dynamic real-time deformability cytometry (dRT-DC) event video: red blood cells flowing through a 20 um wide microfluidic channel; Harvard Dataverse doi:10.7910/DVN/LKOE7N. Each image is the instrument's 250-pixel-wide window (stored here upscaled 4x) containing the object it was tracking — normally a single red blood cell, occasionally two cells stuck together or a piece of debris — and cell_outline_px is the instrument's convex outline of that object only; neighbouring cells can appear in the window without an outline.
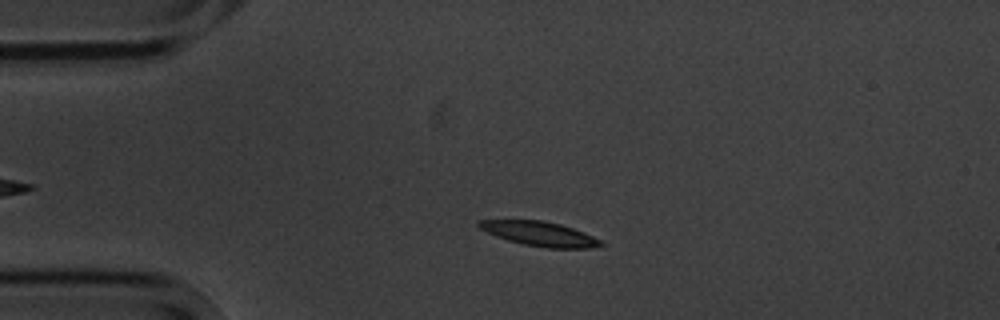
{"species": "common noctule bat (a hibernating species)", "species_latin": "Nyctalus noctula", "temperature_condition": "cold", "stored_images_in_passage": 2, "camera_frame_rate_fps": 3000, "um_per_image_px": 0.085, "animal": {"sex": "male", "body_mass_g": 20.1, "forearm_length_mm": 53.5}, "frame": {"image": 1, "passage_image": 2, "time_ms": 1.333, "image_size_px": [1000, 320], "cell_outline_px": [[604, 244], [588, 248], [544, 248], [524, 244], [508, 240], [496, 236], [480, 228], [476, 224], [476, 220], [540, 220], [560, 224], [584, 232], [600, 240]], "centroid_in_image_um": [45.84, 19.87], "position_along_channel_um": 39.2, "area_um2": 17.17}}